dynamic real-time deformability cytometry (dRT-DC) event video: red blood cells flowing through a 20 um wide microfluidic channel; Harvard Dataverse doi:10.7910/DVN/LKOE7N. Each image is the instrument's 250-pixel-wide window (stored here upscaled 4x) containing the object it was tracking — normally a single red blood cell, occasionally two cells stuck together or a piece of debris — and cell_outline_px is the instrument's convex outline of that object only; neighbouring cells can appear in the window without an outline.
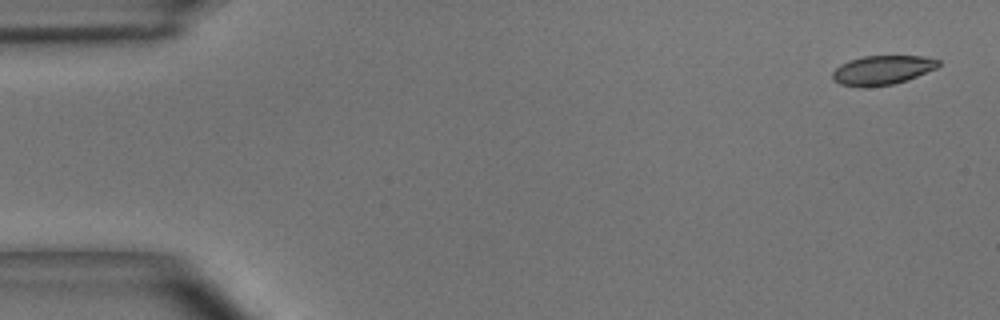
{"species": "common noctule bat (a hibernating species)", "species_latin": "Nyctalus noctula", "temperature_condition": "room temperature", "stored_images_in_passage": 2, "camera_frame_rate_fps": 3000, "um_per_image_px": 0.085, "animal": {"sex": "male", "body_mass_g": 15.6}, "frame": {"image": 1, "passage_image": 1, "time_ms": 0.0, "image_size_px": [1000, 320], "cell_outline_px": [[940, 64], [936, 68], [908, 80], [892, 84], [864, 88], [840, 84], [832, 80], [832, 72], [840, 64], [848, 60], [864, 56], [924, 56], [940, 60]], "centroid_in_image_um": [74.97, 5.96], "position_along_channel_um": 10.0, "area_um2": 18.21}}